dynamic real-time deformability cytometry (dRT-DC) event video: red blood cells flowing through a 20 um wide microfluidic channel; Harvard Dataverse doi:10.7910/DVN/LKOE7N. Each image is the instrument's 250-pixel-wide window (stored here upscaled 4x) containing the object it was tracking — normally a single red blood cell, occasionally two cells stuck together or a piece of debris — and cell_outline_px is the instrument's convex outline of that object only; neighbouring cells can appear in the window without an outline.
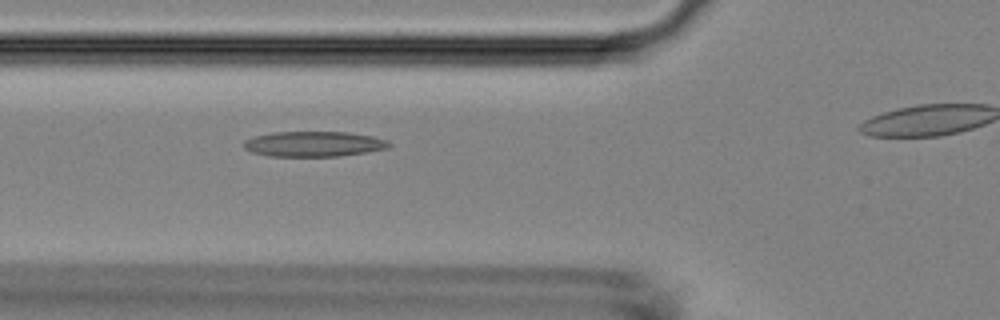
{"species": "Egyptian fruit bat (a non-hibernating species)", "species_latin": "Rousettus aegyptiacus", "temperature_condition": "room temperature", "stored_images_in_passage": 5, "segment_of_instrument_passage": [1, 2], "camera_frame_rate_fps": 3000, "um_per_image_px": 0.085, "animal": {"sex": "female"}, "frame": {"image": 1, "passage_image": 4, "time_ms": 3.333, "image_size_px": [1000, 320], "cell_outline_px": [[392, 144], [388, 148], [340, 156], [268, 156], [252, 152], [244, 148], [244, 140], [252, 136], [272, 132], [348, 132], [372, 136], [388, 140]], "centroid_in_image_um": [26.65, 12.23], "position_along_channel_um": 99.2, "area_um2": 21.44}}